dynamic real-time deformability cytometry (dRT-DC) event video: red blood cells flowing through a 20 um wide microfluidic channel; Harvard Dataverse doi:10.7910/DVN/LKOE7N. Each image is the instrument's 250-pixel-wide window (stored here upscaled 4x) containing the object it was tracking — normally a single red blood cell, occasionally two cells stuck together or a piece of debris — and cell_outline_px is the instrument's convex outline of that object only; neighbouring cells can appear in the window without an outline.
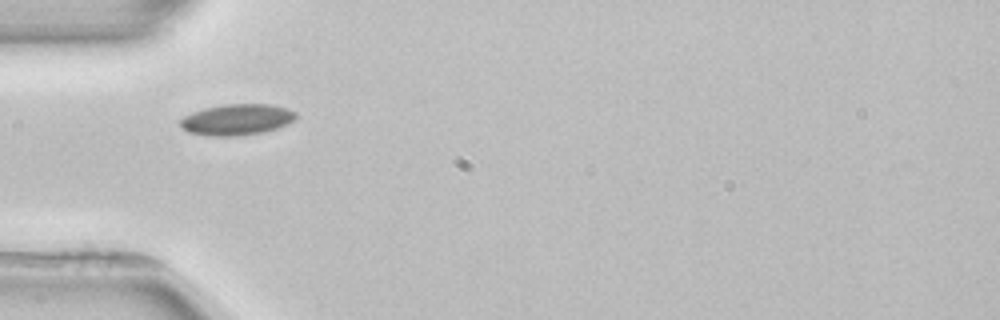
{"species": "common noctule bat (a hibernating species)", "species_latin": "Nyctalus noctula", "temperature_condition": "room temperature", "stored_images_in_passage": 5, "camera_frame_rate_fps": 3000, "um_per_image_px": 0.085, "animal": {"sex": "female", "body_mass_g": 22.7, "forearm_length_mm": 54.2}, "frame": {"image": 1, "passage_image": 4, "time_ms": 5.667, "image_size_px": [1000, 320], "cell_outline_px": [[296, 116], [288, 124], [264, 132], [236, 136], [208, 136], [188, 132], [180, 128], [180, 120], [184, 116], [192, 112], [204, 108], [224, 104], [272, 104], [288, 108], [296, 112]], "centroid_in_image_um": [20.11, 10.16], "position_along_channel_um": 64.9, "area_um2": 21.1}}